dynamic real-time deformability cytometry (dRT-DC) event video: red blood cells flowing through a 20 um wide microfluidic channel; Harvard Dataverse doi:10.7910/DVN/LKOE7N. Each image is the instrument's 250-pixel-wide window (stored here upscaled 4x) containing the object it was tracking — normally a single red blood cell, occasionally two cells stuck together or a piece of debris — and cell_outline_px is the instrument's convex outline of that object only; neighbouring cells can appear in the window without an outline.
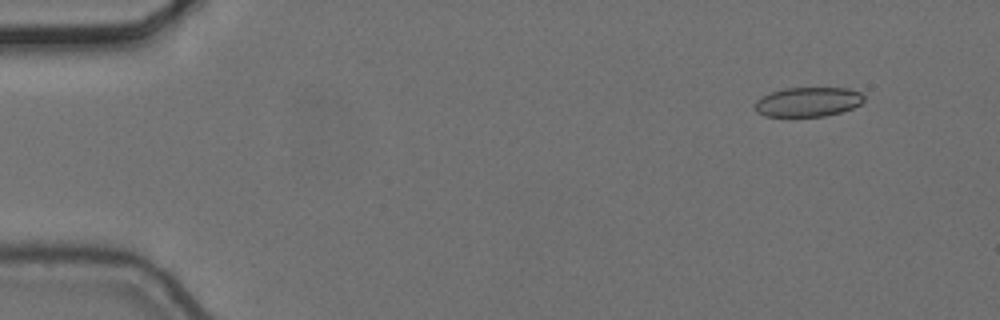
{"species": "common noctule bat (a hibernating species)", "species_latin": "Nyctalus noctula", "temperature_condition": "cold", "stored_images_in_passage": 5, "camera_frame_rate_fps": 3000, "um_per_image_px": 0.085, "animal": {"sex": "female", "body_mass_g": 24.6, "forearm_length_mm": 56.2}, "frame": {"image": 1, "passage_image": 2, "time_ms": 0.333, "image_size_px": [1000, 320], "cell_outline_px": [[864, 100], [860, 104], [852, 108], [840, 112], [824, 116], [764, 116], [756, 112], [756, 100], [772, 92], [784, 88], [848, 88], [860, 92], [864, 96]], "centroid_in_image_um": [68.69, 8.66], "position_along_channel_um": 16.3, "area_um2": 18.55}}
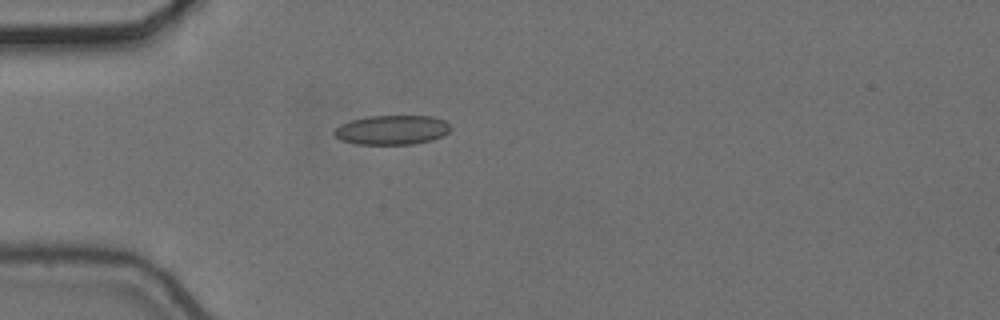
{"frame": {"image": 2, "passage_image": 5, "time_ms": 1.333, "image_size_px": [1000, 320], "cell_outline_px": [[452, 128], [444, 136], [432, 140], [412, 144], [356, 144], [340, 140], [332, 132], [340, 124], [352, 120], [368, 116], [432, 116], [444, 120]], "centroid_in_image_um": [33.32, 11.04], "position_along_channel_um": 51.7, "area_um2": 20.0}}